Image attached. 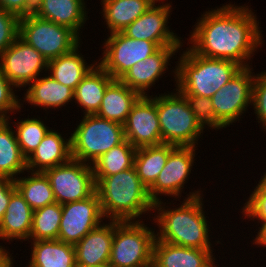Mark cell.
<instances>
[{
	"mask_svg": "<svg viewBox=\"0 0 266 267\" xmlns=\"http://www.w3.org/2000/svg\"><path fill=\"white\" fill-rule=\"evenodd\" d=\"M86 7L85 0H43L37 17L67 27L80 37V29L89 20Z\"/></svg>",
	"mask_w": 266,
	"mask_h": 267,
	"instance_id": "cb8c5ba5",
	"label": "cell"
},
{
	"mask_svg": "<svg viewBox=\"0 0 266 267\" xmlns=\"http://www.w3.org/2000/svg\"><path fill=\"white\" fill-rule=\"evenodd\" d=\"M34 210L16 190L12 195L6 213L0 220V239L2 241L22 240L29 242Z\"/></svg>",
	"mask_w": 266,
	"mask_h": 267,
	"instance_id": "7402d4cb",
	"label": "cell"
},
{
	"mask_svg": "<svg viewBox=\"0 0 266 267\" xmlns=\"http://www.w3.org/2000/svg\"><path fill=\"white\" fill-rule=\"evenodd\" d=\"M77 46L73 51L48 62L47 73L56 81L75 91L77 85L98 63L88 65ZM80 52V53H79ZM50 72V73H49Z\"/></svg>",
	"mask_w": 266,
	"mask_h": 267,
	"instance_id": "83f0119b",
	"label": "cell"
},
{
	"mask_svg": "<svg viewBox=\"0 0 266 267\" xmlns=\"http://www.w3.org/2000/svg\"><path fill=\"white\" fill-rule=\"evenodd\" d=\"M259 224H260V227H258L259 230L257 232V235L253 239L254 242L253 241H250V242H252L258 247L262 246L263 248H265L266 247V222L259 223Z\"/></svg>",
	"mask_w": 266,
	"mask_h": 267,
	"instance_id": "7bdbcfd3",
	"label": "cell"
},
{
	"mask_svg": "<svg viewBox=\"0 0 266 267\" xmlns=\"http://www.w3.org/2000/svg\"><path fill=\"white\" fill-rule=\"evenodd\" d=\"M13 123L16 126L13 129L17 142L23 156L27 159L34 153L50 128L41 118H29V116L28 118H22L19 122L17 120V123L15 121Z\"/></svg>",
	"mask_w": 266,
	"mask_h": 267,
	"instance_id": "836d02e7",
	"label": "cell"
},
{
	"mask_svg": "<svg viewBox=\"0 0 266 267\" xmlns=\"http://www.w3.org/2000/svg\"><path fill=\"white\" fill-rule=\"evenodd\" d=\"M48 61L20 36L0 55L1 73L16 88L33 82L45 71Z\"/></svg>",
	"mask_w": 266,
	"mask_h": 267,
	"instance_id": "7c38bea8",
	"label": "cell"
},
{
	"mask_svg": "<svg viewBox=\"0 0 266 267\" xmlns=\"http://www.w3.org/2000/svg\"><path fill=\"white\" fill-rule=\"evenodd\" d=\"M241 210L242 215H244L242 217L249 219V221L266 222V188L259 181Z\"/></svg>",
	"mask_w": 266,
	"mask_h": 267,
	"instance_id": "d590c367",
	"label": "cell"
},
{
	"mask_svg": "<svg viewBox=\"0 0 266 267\" xmlns=\"http://www.w3.org/2000/svg\"><path fill=\"white\" fill-rule=\"evenodd\" d=\"M176 146L160 144L137 148L134 156V168L142 184L149 189L166 165L169 153Z\"/></svg>",
	"mask_w": 266,
	"mask_h": 267,
	"instance_id": "f546056e",
	"label": "cell"
},
{
	"mask_svg": "<svg viewBox=\"0 0 266 267\" xmlns=\"http://www.w3.org/2000/svg\"><path fill=\"white\" fill-rule=\"evenodd\" d=\"M62 205L55 202L34 210L30 241L58 239Z\"/></svg>",
	"mask_w": 266,
	"mask_h": 267,
	"instance_id": "d6a6232c",
	"label": "cell"
},
{
	"mask_svg": "<svg viewBox=\"0 0 266 267\" xmlns=\"http://www.w3.org/2000/svg\"><path fill=\"white\" fill-rule=\"evenodd\" d=\"M186 48L179 56L175 71H171L175 89L181 94L211 98L242 68L233 61L204 57Z\"/></svg>",
	"mask_w": 266,
	"mask_h": 267,
	"instance_id": "277c9868",
	"label": "cell"
},
{
	"mask_svg": "<svg viewBox=\"0 0 266 267\" xmlns=\"http://www.w3.org/2000/svg\"><path fill=\"white\" fill-rule=\"evenodd\" d=\"M215 260L210 249L188 248L160 240H155L153 245V267H212Z\"/></svg>",
	"mask_w": 266,
	"mask_h": 267,
	"instance_id": "ac0fdd59",
	"label": "cell"
},
{
	"mask_svg": "<svg viewBox=\"0 0 266 267\" xmlns=\"http://www.w3.org/2000/svg\"><path fill=\"white\" fill-rule=\"evenodd\" d=\"M46 75V76H45ZM41 75L33 82L28 84L24 94L23 103L46 109H58L65 107L68 103L74 101V91L53 79L49 74ZM43 108H42V107Z\"/></svg>",
	"mask_w": 266,
	"mask_h": 267,
	"instance_id": "44dd1931",
	"label": "cell"
},
{
	"mask_svg": "<svg viewBox=\"0 0 266 267\" xmlns=\"http://www.w3.org/2000/svg\"><path fill=\"white\" fill-rule=\"evenodd\" d=\"M196 147H175L168 156L166 165L155 183L148 189L150 199L155 203L162 195L180 198L184 185L190 177L196 159ZM160 195V196H159ZM175 196V197H174Z\"/></svg>",
	"mask_w": 266,
	"mask_h": 267,
	"instance_id": "5bb4252c",
	"label": "cell"
},
{
	"mask_svg": "<svg viewBox=\"0 0 266 267\" xmlns=\"http://www.w3.org/2000/svg\"><path fill=\"white\" fill-rule=\"evenodd\" d=\"M191 111L193 112L196 120L201 126L209 129L221 130L225 128L216 118L214 114V107L210 97H200L196 95L182 94ZM207 126V127H206Z\"/></svg>",
	"mask_w": 266,
	"mask_h": 267,
	"instance_id": "e575fe53",
	"label": "cell"
},
{
	"mask_svg": "<svg viewBox=\"0 0 266 267\" xmlns=\"http://www.w3.org/2000/svg\"><path fill=\"white\" fill-rule=\"evenodd\" d=\"M14 181L18 192L33 210L56 202L50 181L45 173L30 172L28 176L17 177Z\"/></svg>",
	"mask_w": 266,
	"mask_h": 267,
	"instance_id": "4dcf8cb0",
	"label": "cell"
},
{
	"mask_svg": "<svg viewBox=\"0 0 266 267\" xmlns=\"http://www.w3.org/2000/svg\"><path fill=\"white\" fill-rule=\"evenodd\" d=\"M173 90L176 91L156 94L162 144L197 147L205 129L196 120L185 97L177 89Z\"/></svg>",
	"mask_w": 266,
	"mask_h": 267,
	"instance_id": "5b68a950",
	"label": "cell"
},
{
	"mask_svg": "<svg viewBox=\"0 0 266 267\" xmlns=\"http://www.w3.org/2000/svg\"><path fill=\"white\" fill-rule=\"evenodd\" d=\"M252 71V66L241 68L211 97L215 118L225 128L239 122L243 118L242 114L252 105L255 79Z\"/></svg>",
	"mask_w": 266,
	"mask_h": 267,
	"instance_id": "9c48e42d",
	"label": "cell"
},
{
	"mask_svg": "<svg viewBox=\"0 0 266 267\" xmlns=\"http://www.w3.org/2000/svg\"><path fill=\"white\" fill-rule=\"evenodd\" d=\"M56 202L63 205L90 197L96 191L92 165L71 159L44 172Z\"/></svg>",
	"mask_w": 266,
	"mask_h": 267,
	"instance_id": "30bf717a",
	"label": "cell"
},
{
	"mask_svg": "<svg viewBox=\"0 0 266 267\" xmlns=\"http://www.w3.org/2000/svg\"><path fill=\"white\" fill-rule=\"evenodd\" d=\"M7 119H0V177L16 179L27 171V159Z\"/></svg>",
	"mask_w": 266,
	"mask_h": 267,
	"instance_id": "f1b7e54d",
	"label": "cell"
},
{
	"mask_svg": "<svg viewBox=\"0 0 266 267\" xmlns=\"http://www.w3.org/2000/svg\"><path fill=\"white\" fill-rule=\"evenodd\" d=\"M17 190L14 179L0 177V220L6 213L11 195Z\"/></svg>",
	"mask_w": 266,
	"mask_h": 267,
	"instance_id": "ab89813d",
	"label": "cell"
},
{
	"mask_svg": "<svg viewBox=\"0 0 266 267\" xmlns=\"http://www.w3.org/2000/svg\"><path fill=\"white\" fill-rule=\"evenodd\" d=\"M10 253H3L0 256V267H14L15 260Z\"/></svg>",
	"mask_w": 266,
	"mask_h": 267,
	"instance_id": "ee69618b",
	"label": "cell"
},
{
	"mask_svg": "<svg viewBox=\"0 0 266 267\" xmlns=\"http://www.w3.org/2000/svg\"><path fill=\"white\" fill-rule=\"evenodd\" d=\"M136 148L126 139L101 155L93 164L94 177L117 174L134 166Z\"/></svg>",
	"mask_w": 266,
	"mask_h": 267,
	"instance_id": "1f68e13d",
	"label": "cell"
},
{
	"mask_svg": "<svg viewBox=\"0 0 266 267\" xmlns=\"http://www.w3.org/2000/svg\"><path fill=\"white\" fill-rule=\"evenodd\" d=\"M94 180L105 220L140 221L143 214L153 211L154 202L134 166Z\"/></svg>",
	"mask_w": 266,
	"mask_h": 267,
	"instance_id": "3957f363",
	"label": "cell"
},
{
	"mask_svg": "<svg viewBox=\"0 0 266 267\" xmlns=\"http://www.w3.org/2000/svg\"><path fill=\"white\" fill-rule=\"evenodd\" d=\"M212 267H219V264H218V266H217V264H214Z\"/></svg>",
	"mask_w": 266,
	"mask_h": 267,
	"instance_id": "c3c4849f",
	"label": "cell"
},
{
	"mask_svg": "<svg viewBox=\"0 0 266 267\" xmlns=\"http://www.w3.org/2000/svg\"><path fill=\"white\" fill-rule=\"evenodd\" d=\"M24 3L25 0H0V7L17 16L23 10Z\"/></svg>",
	"mask_w": 266,
	"mask_h": 267,
	"instance_id": "b9f144b4",
	"label": "cell"
},
{
	"mask_svg": "<svg viewBox=\"0 0 266 267\" xmlns=\"http://www.w3.org/2000/svg\"><path fill=\"white\" fill-rule=\"evenodd\" d=\"M258 124L265 129L266 132V71L255 74L253 84L252 105Z\"/></svg>",
	"mask_w": 266,
	"mask_h": 267,
	"instance_id": "74e56055",
	"label": "cell"
},
{
	"mask_svg": "<svg viewBox=\"0 0 266 267\" xmlns=\"http://www.w3.org/2000/svg\"><path fill=\"white\" fill-rule=\"evenodd\" d=\"M87 267H114V266L108 262V263H105V264H99V265L87 266Z\"/></svg>",
	"mask_w": 266,
	"mask_h": 267,
	"instance_id": "bcb514c9",
	"label": "cell"
},
{
	"mask_svg": "<svg viewBox=\"0 0 266 267\" xmlns=\"http://www.w3.org/2000/svg\"><path fill=\"white\" fill-rule=\"evenodd\" d=\"M72 159L71 137H62L58 130L48 131L34 153L27 158V172H45ZM29 170V171H28Z\"/></svg>",
	"mask_w": 266,
	"mask_h": 267,
	"instance_id": "ffe728a7",
	"label": "cell"
},
{
	"mask_svg": "<svg viewBox=\"0 0 266 267\" xmlns=\"http://www.w3.org/2000/svg\"><path fill=\"white\" fill-rule=\"evenodd\" d=\"M156 3L128 25L122 33L131 39L155 42L159 47L183 46L182 38L168 26L172 3Z\"/></svg>",
	"mask_w": 266,
	"mask_h": 267,
	"instance_id": "9a60e30c",
	"label": "cell"
},
{
	"mask_svg": "<svg viewBox=\"0 0 266 267\" xmlns=\"http://www.w3.org/2000/svg\"><path fill=\"white\" fill-rule=\"evenodd\" d=\"M31 242L27 267H77L75 247L58 239Z\"/></svg>",
	"mask_w": 266,
	"mask_h": 267,
	"instance_id": "4316f807",
	"label": "cell"
},
{
	"mask_svg": "<svg viewBox=\"0 0 266 267\" xmlns=\"http://www.w3.org/2000/svg\"><path fill=\"white\" fill-rule=\"evenodd\" d=\"M123 126L125 139L136 149L162 144L156 96H141Z\"/></svg>",
	"mask_w": 266,
	"mask_h": 267,
	"instance_id": "2e32d148",
	"label": "cell"
},
{
	"mask_svg": "<svg viewBox=\"0 0 266 267\" xmlns=\"http://www.w3.org/2000/svg\"><path fill=\"white\" fill-rule=\"evenodd\" d=\"M104 41L103 58L100 57L98 64L113 79H120L132 65L147 59L160 48L155 42L131 39L122 32L112 33Z\"/></svg>",
	"mask_w": 266,
	"mask_h": 267,
	"instance_id": "8fae6325",
	"label": "cell"
},
{
	"mask_svg": "<svg viewBox=\"0 0 266 267\" xmlns=\"http://www.w3.org/2000/svg\"><path fill=\"white\" fill-rule=\"evenodd\" d=\"M163 0H102V17L112 33L122 32L128 25L145 13L155 2Z\"/></svg>",
	"mask_w": 266,
	"mask_h": 267,
	"instance_id": "484cf974",
	"label": "cell"
},
{
	"mask_svg": "<svg viewBox=\"0 0 266 267\" xmlns=\"http://www.w3.org/2000/svg\"><path fill=\"white\" fill-rule=\"evenodd\" d=\"M113 80L98 63L88 72L74 91V102L82 108L83 115L98 112L105 90Z\"/></svg>",
	"mask_w": 266,
	"mask_h": 267,
	"instance_id": "d4e9b609",
	"label": "cell"
},
{
	"mask_svg": "<svg viewBox=\"0 0 266 267\" xmlns=\"http://www.w3.org/2000/svg\"><path fill=\"white\" fill-rule=\"evenodd\" d=\"M216 8L199 17L189 35V48L204 57L233 61L242 68L250 67L254 52L264 42L256 14L248 5L235 3Z\"/></svg>",
	"mask_w": 266,
	"mask_h": 267,
	"instance_id": "6da1fadb",
	"label": "cell"
},
{
	"mask_svg": "<svg viewBox=\"0 0 266 267\" xmlns=\"http://www.w3.org/2000/svg\"><path fill=\"white\" fill-rule=\"evenodd\" d=\"M103 220L96 191L86 199L63 204L58 240L75 245Z\"/></svg>",
	"mask_w": 266,
	"mask_h": 267,
	"instance_id": "4fadbf2b",
	"label": "cell"
},
{
	"mask_svg": "<svg viewBox=\"0 0 266 267\" xmlns=\"http://www.w3.org/2000/svg\"><path fill=\"white\" fill-rule=\"evenodd\" d=\"M19 36L49 62L81 45L71 29L39 17L19 20Z\"/></svg>",
	"mask_w": 266,
	"mask_h": 267,
	"instance_id": "ba28073f",
	"label": "cell"
},
{
	"mask_svg": "<svg viewBox=\"0 0 266 267\" xmlns=\"http://www.w3.org/2000/svg\"><path fill=\"white\" fill-rule=\"evenodd\" d=\"M71 133L72 159L93 164L125 140L124 126L96 115H84Z\"/></svg>",
	"mask_w": 266,
	"mask_h": 267,
	"instance_id": "8992f818",
	"label": "cell"
},
{
	"mask_svg": "<svg viewBox=\"0 0 266 267\" xmlns=\"http://www.w3.org/2000/svg\"><path fill=\"white\" fill-rule=\"evenodd\" d=\"M15 88L16 87L8 81L0 70V119L11 120L10 114H15V111L21 112L20 109L23 103L20 102L21 99L14 93L17 91L14 90Z\"/></svg>",
	"mask_w": 266,
	"mask_h": 267,
	"instance_id": "8d00e7d4",
	"label": "cell"
},
{
	"mask_svg": "<svg viewBox=\"0 0 266 267\" xmlns=\"http://www.w3.org/2000/svg\"><path fill=\"white\" fill-rule=\"evenodd\" d=\"M3 246V247H2ZM6 247H4V245H1L0 244V256L3 254V253H10L8 250L5 249Z\"/></svg>",
	"mask_w": 266,
	"mask_h": 267,
	"instance_id": "7dc6e473",
	"label": "cell"
},
{
	"mask_svg": "<svg viewBox=\"0 0 266 267\" xmlns=\"http://www.w3.org/2000/svg\"><path fill=\"white\" fill-rule=\"evenodd\" d=\"M43 0H25L23 10L17 15L18 19L37 17L42 10Z\"/></svg>",
	"mask_w": 266,
	"mask_h": 267,
	"instance_id": "60d3db41",
	"label": "cell"
},
{
	"mask_svg": "<svg viewBox=\"0 0 266 267\" xmlns=\"http://www.w3.org/2000/svg\"><path fill=\"white\" fill-rule=\"evenodd\" d=\"M186 196L179 207L166 206L171 205V202H163L162 198L154 203L155 215L152 219L159 228V232L156 231V240L188 248L210 249L214 252L209 237L211 225L208 224L210 222L206 218L209 217L205 215L203 208V191L194 189Z\"/></svg>",
	"mask_w": 266,
	"mask_h": 267,
	"instance_id": "7a4b0ae2",
	"label": "cell"
},
{
	"mask_svg": "<svg viewBox=\"0 0 266 267\" xmlns=\"http://www.w3.org/2000/svg\"><path fill=\"white\" fill-rule=\"evenodd\" d=\"M155 228L141 221L114 220L109 263L114 267L152 266Z\"/></svg>",
	"mask_w": 266,
	"mask_h": 267,
	"instance_id": "52a82bcc",
	"label": "cell"
},
{
	"mask_svg": "<svg viewBox=\"0 0 266 267\" xmlns=\"http://www.w3.org/2000/svg\"><path fill=\"white\" fill-rule=\"evenodd\" d=\"M19 36V19L0 7V55Z\"/></svg>",
	"mask_w": 266,
	"mask_h": 267,
	"instance_id": "f35d334b",
	"label": "cell"
},
{
	"mask_svg": "<svg viewBox=\"0 0 266 267\" xmlns=\"http://www.w3.org/2000/svg\"><path fill=\"white\" fill-rule=\"evenodd\" d=\"M101 223L74 245L77 267L108 263L114 236V220Z\"/></svg>",
	"mask_w": 266,
	"mask_h": 267,
	"instance_id": "d6986e66",
	"label": "cell"
},
{
	"mask_svg": "<svg viewBox=\"0 0 266 267\" xmlns=\"http://www.w3.org/2000/svg\"><path fill=\"white\" fill-rule=\"evenodd\" d=\"M141 95L114 79L106 88L102 103L96 116L124 125L133 105Z\"/></svg>",
	"mask_w": 266,
	"mask_h": 267,
	"instance_id": "603a6c76",
	"label": "cell"
},
{
	"mask_svg": "<svg viewBox=\"0 0 266 267\" xmlns=\"http://www.w3.org/2000/svg\"><path fill=\"white\" fill-rule=\"evenodd\" d=\"M259 182L266 188V172L261 176Z\"/></svg>",
	"mask_w": 266,
	"mask_h": 267,
	"instance_id": "f6af8a7d",
	"label": "cell"
},
{
	"mask_svg": "<svg viewBox=\"0 0 266 267\" xmlns=\"http://www.w3.org/2000/svg\"><path fill=\"white\" fill-rule=\"evenodd\" d=\"M182 46L160 47L154 54L145 60H140L120 78V80L141 96H149L148 90L153 87L159 78L166 73L170 59L177 55ZM147 91V92H146Z\"/></svg>",
	"mask_w": 266,
	"mask_h": 267,
	"instance_id": "e0dca14e",
	"label": "cell"
}]
</instances>
